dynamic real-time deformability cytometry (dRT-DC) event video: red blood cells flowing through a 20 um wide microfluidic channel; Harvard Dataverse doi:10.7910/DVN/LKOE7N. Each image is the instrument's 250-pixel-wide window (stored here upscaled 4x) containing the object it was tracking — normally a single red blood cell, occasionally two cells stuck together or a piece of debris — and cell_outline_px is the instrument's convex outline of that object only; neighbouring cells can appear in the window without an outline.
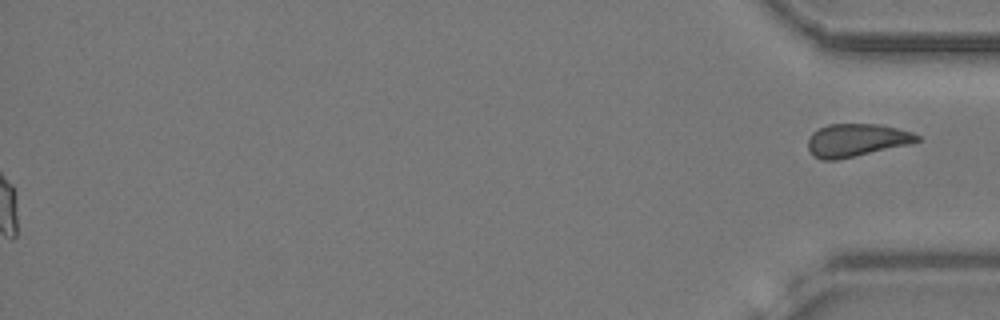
{"species": "common noctule bat (a hibernating species)", "species_latin": "Nyctalus noctula", "temperature_condition": "cold", "stored_images_in_passage": 53, "segment_of_instrument_passage": [2, 2], "camera_frame_rate_fps": 3000, "um_per_image_px": 0.085, "animal": {"sex": "female", "body_mass_g": 24.6, "forearm_length_mm": 56.2}, "frame": {"image": 1, "passage_image": 53, "time_ms": 17.333, "image_size_px": [1000, 320], "cell_outline_px": [[920, 140], [908, 144], [836, 160], [824, 160], [816, 156], [808, 148], [808, 140], [812, 132], [828, 124], [880, 124], [912, 132], [920, 136]], "centroid_in_image_um": [72.79, 11.9], "position_along_channel_um": 362.4, "area_um2": 20.52}}